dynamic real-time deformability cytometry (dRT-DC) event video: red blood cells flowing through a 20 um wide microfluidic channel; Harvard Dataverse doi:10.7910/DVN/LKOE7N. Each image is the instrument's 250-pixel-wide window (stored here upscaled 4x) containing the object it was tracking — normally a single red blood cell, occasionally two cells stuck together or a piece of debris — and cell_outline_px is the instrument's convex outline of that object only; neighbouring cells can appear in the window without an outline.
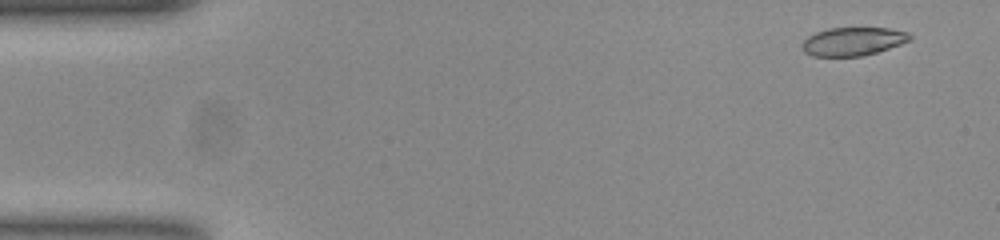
{"species": "common noctule bat (a hibernating species)", "species_latin": "Nyctalus noctula", "temperature_condition": "room temperature", "stored_images_in_passage": 50, "camera_frame_rate_fps": 3000, "um_per_image_px": 0.085, "animal": {"sex": "female", "body_mass_g": 23.0, "forearm_length_mm": 53.4}, "frame": {"image": 1, "passage_image": 1, "time_ms": 0.0, "image_size_px": [1000, 240], "cell_outline_px": [[912, 36], [908, 40], [900, 44], [876, 52], [860, 56], [812, 56], [804, 52], [804, 40], [808, 36], [816, 32], [828, 28], [888, 28], [908, 32]], "centroid_in_image_um": [72.49, 3.51], "position_along_channel_um": 12.5, "area_um2": 17.51}}
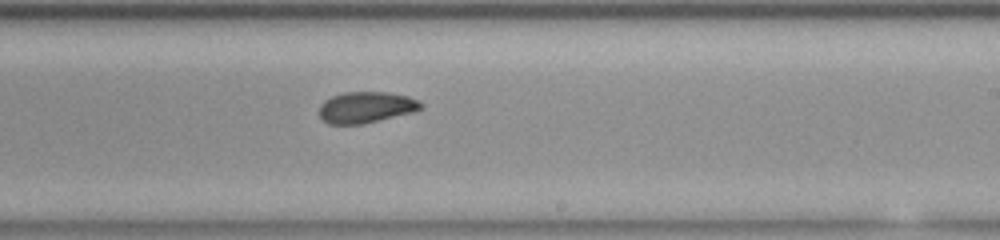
{"frame": {"image": 2, "passage_image": 29, "time_ms": 9.333, "image_size_px": [1000, 240], "cell_outline_px": [[424, 108], [416, 112], [364, 124], [328, 124], [320, 116], [320, 104], [324, 100], [332, 96], [344, 92], [388, 92], [408, 96], [420, 100], [424, 104]], "centroid_in_image_um": [31.18, 9.12], "position_along_channel_um": 257.8, "area_um2": 18.84}}
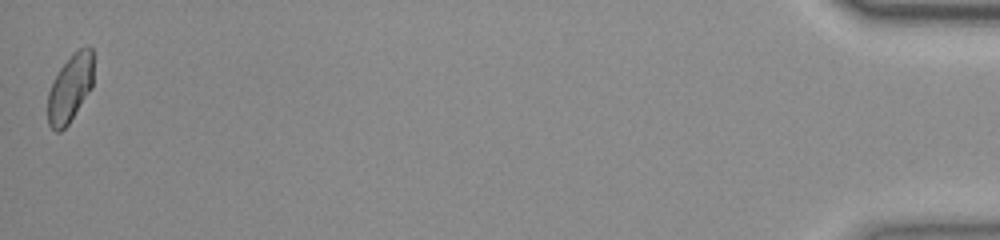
{"frame": {"image": 3, "passage_image": 50, "time_ms": 16.333, "image_size_px": [1000, 240], "cell_outline_px": [[92, 88], [68, 124], [60, 132], [56, 132], [48, 124], [48, 92], [52, 80], [60, 68], [72, 52], [88, 44], [92, 48]], "centroid_in_image_um": [5.95, 7.47], "position_along_channel_um": 429.3, "area_um2": 18.15}, "authors_computed_cell_mechanics": {"area_um2": 18.9873, "velocity_mm_per_s": 3.8713, "shape_relaxation_time_tau1_ms": null, "shape_relaxation_time_tau2_ms": 2.6534, "deformation_change_tau1": null, "deformation_change_tau2": 0.0602}}